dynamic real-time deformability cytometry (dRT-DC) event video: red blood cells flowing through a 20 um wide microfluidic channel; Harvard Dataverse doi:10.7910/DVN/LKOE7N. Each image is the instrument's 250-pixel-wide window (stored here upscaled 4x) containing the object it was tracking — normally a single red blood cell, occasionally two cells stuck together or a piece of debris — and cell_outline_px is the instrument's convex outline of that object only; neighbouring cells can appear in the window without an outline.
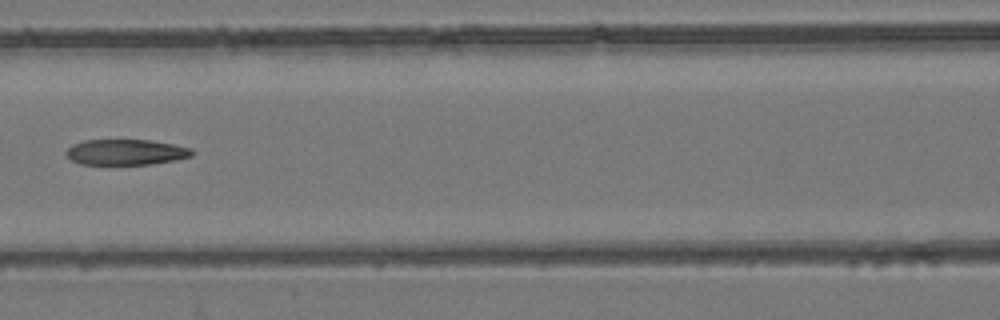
{"species": "common noctule bat (a hibernating species)", "species_latin": "Nyctalus noctula", "temperature_condition": "room temperature", "stored_images_in_passage": 8, "camera_frame_rate_fps": 3000, "um_per_image_px": 0.085, "animal": {"sex": "female", "body_mass_g": 24.6, "forearm_length_mm": 56.2}, "frame": {"image": 1, "passage_image": 7, "time_ms": 2.0, "image_size_px": [1000, 320], "cell_outline_px": [[196, 152], [192, 156], [176, 160], [152, 164], [80, 164], [72, 160], [64, 152], [72, 144], [84, 140], [148, 140], [172, 144], [192, 148]], "centroid_in_image_um": [10.72, 12.93], "position_along_channel_um": 155.9, "area_um2": 18.84}}
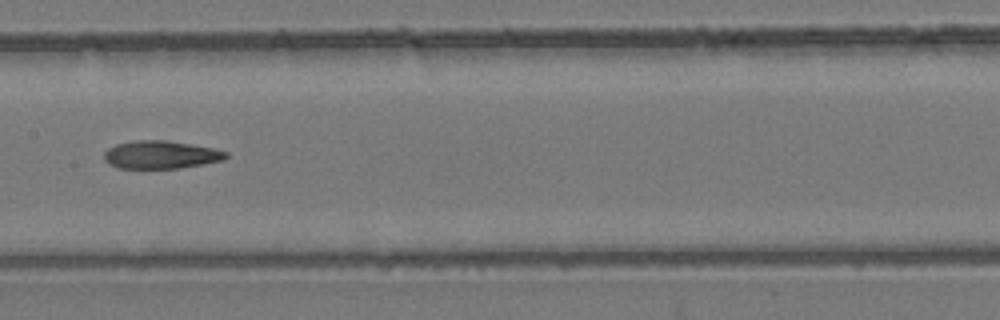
{"frame": {"image": 2, "passage_image": 8, "time_ms": 2.333, "image_size_px": [1000, 320], "cell_outline_px": [[228, 156], [224, 160], [180, 168], [116, 168], [108, 164], [104, 160], [104, 152], [108, 148], [116, 144], [136, 140], [164, 140], [212, 148], [228, 152]], "centroid_in_image_um": [13.63, 13.16], "position_along_channel_um": 193.8, "area_um2": 19.77}}